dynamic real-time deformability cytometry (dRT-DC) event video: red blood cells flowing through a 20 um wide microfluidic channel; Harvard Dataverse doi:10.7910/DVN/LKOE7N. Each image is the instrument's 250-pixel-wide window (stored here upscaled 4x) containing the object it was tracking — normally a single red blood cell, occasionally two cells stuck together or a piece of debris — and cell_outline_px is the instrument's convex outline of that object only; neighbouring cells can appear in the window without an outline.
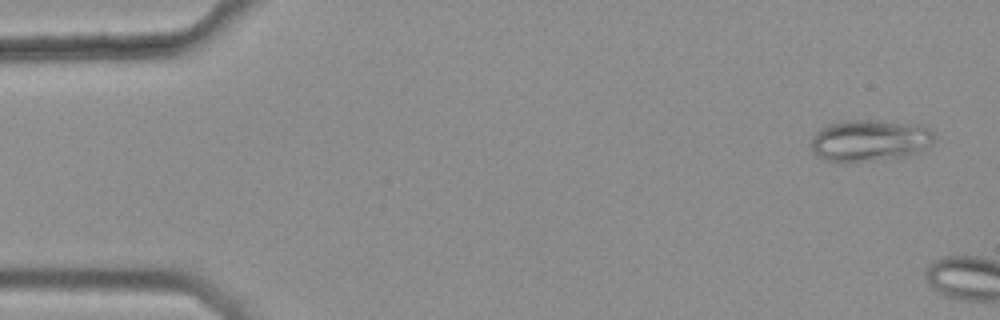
{"species": "common noctule bat (a hibernating species)", "species_latin": "Nyctalus noctula", "temperature_condition": "warm", "stored_images_in_passage": 6, "camera_frame_rate_fps": 3000, "um_per_image_px": 0.085, "animal": {"sex": "female", "body_mass_g": 25.1}, "frame": {"image": 1, "passage_image": 1, "time_ms": 0.0, "image_size_px": [1000, 320], "cell_outline_px": [[936, 136], [920, 152], [904, 156], [852, 164], [840, 164], [824, 160], [816, 156], [812, 148], [812, 136], [820, 128], [828, 124], [848, 120], [880, 120], [928, 128]], "centroid_in_image_um": [73.83, 11.98], "position_along_channel_um": 11.2, "area_um2": 30.11}}